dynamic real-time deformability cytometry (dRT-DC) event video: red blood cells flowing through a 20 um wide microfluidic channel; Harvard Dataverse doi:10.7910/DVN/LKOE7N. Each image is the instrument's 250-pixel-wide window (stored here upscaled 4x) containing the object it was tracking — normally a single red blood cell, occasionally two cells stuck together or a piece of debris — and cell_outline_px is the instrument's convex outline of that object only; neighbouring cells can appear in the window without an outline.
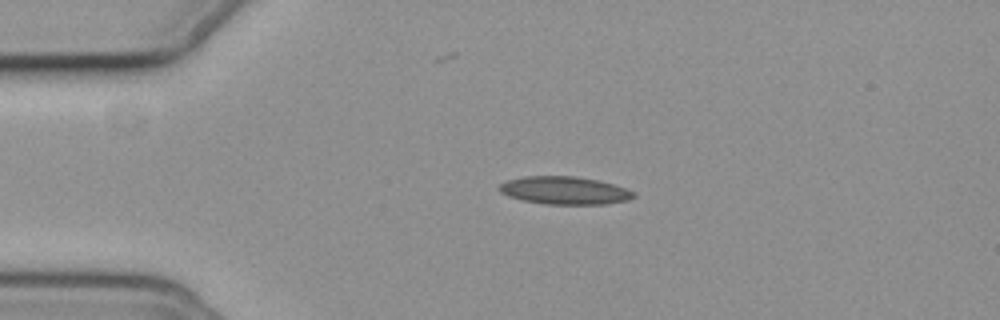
{"species": "common noctule bat (a hibernating species)", "species_latin": "Nyctalus noctula", "temperature_condition": "cold", "stored_images_in_passage": 54, "camera_frame_rate_fps": 3000, "um_per_image_px": 0.085, "animal": {"sex": "female", "body_mass_g": 19.3, "forearm_length_mm": 54.1}, "frame": {"image": 1, "passage_image": 10, "time_ms": 3.0, "image_size_px": [1000, 320], "cell_outline_px": [[636, 196], [628, 200], [604, 204], [544, 204], [524, 200], [508, 196], [500, 192], [496, 188], [500, 184], [508, 180], [524, 176], [576, 176], [600, 180], [636, 192]], "centroid_in_image_um": [47.98, 16.18], "position_along_channel_um": 37.0, "area_um2": 21.85}}
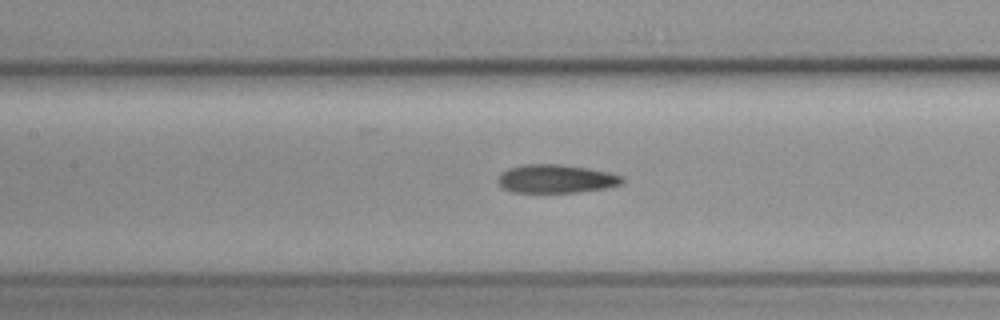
{"frame": {"image": 2, "passage_image": 23, "time_ms": 7.333, "image_size_px": [1000, 320], "cell_outline_px": [[624, 180], [620, 184], [604, 188], [576, 192], [512, 192], [504, 188], [496, 180], [500, 172], [508, 168], [520, 164], [560, 164], [588, 168], [608, 172], [624, 176]], "centroid_in_image_um": [47.22, 15.18], "position_along_channel_um": 160.2, "area_um2": 20.63}}
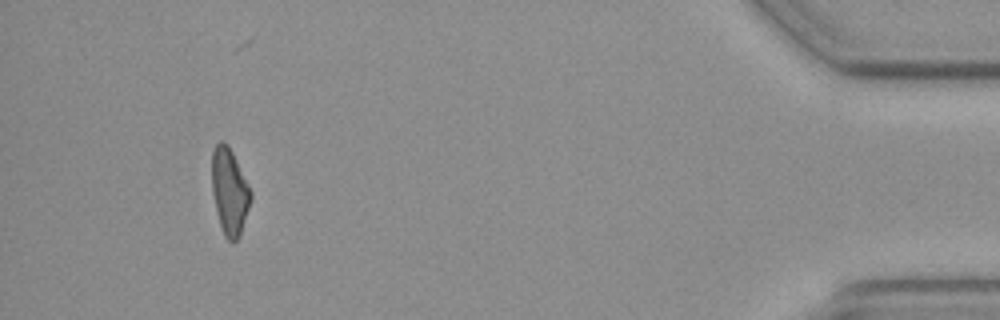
{"frame": {"image": 3, "passage_image": 50, "time_ms": 16.333, "image_size_px": [1000, 320], "cell_outline_px": [[252, 200], [240, 236], [232, 244], [224, 236], [220, 224], [212, 192], [212, 152], [216, 144], [220, 140], [224, 140], [228, 144], [252, 192]], "centroid_in_image_um": [19.52, 16.29], "position_along_channel_um": 415.7, "area_um2": 19.65}, "authors_computed_cell_mechanics": {"area_um2": 20.7502, "velocity_mm_per_s": 3.6644, "shape_relaxation_time_tau1_ms": null, "shape_relaxation_time_tau2_ms": 7.121, "deformation_change_tau1": null, "deformation_change_tau2": 0.1644}}